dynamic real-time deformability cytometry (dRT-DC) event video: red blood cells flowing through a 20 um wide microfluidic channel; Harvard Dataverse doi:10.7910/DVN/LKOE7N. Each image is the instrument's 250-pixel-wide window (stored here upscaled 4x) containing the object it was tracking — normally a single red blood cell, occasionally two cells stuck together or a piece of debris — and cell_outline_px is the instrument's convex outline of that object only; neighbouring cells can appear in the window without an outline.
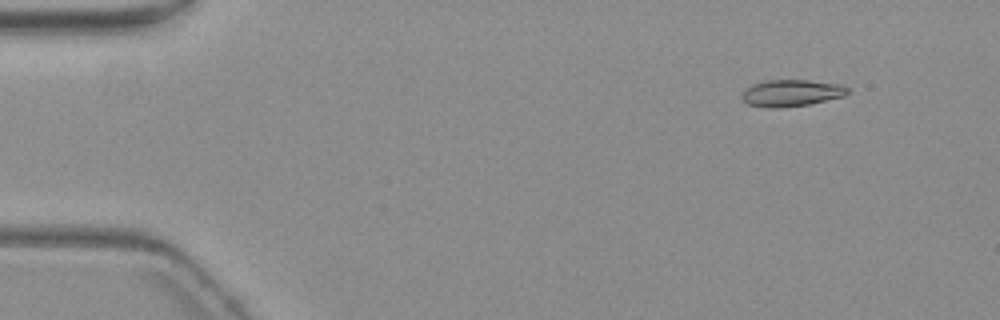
{"species": "common noctule bat (a hibernating species)", "species_latin": "Nyctalus noctula", "temperature_condition": "warm", "stored_images_in_passage": 5, "camera_frame_rate_fps": 3000, "um_per_image_px": 0.085, "animal": {"sex": "female", "body_mass_g": 19.3, "forearm_length_mm": 54.1}, "frame": {"image": 1, "passage_image": 1, "time_ms": 0.0, "image_size_px": [1000, 320], "cell_outline_px": [[848, 92], [844, 96], [808, 104], [780, 108], [768, 108], [748, 104], [740, 96], [744, 88], [752, 84], [764, 80], [808, 80], [840, 84], [848, 88]], "centroid_in_image_um": [67.21, 7.9], "position_along_channel_um": 17.8, "area_um2": 16.53}}
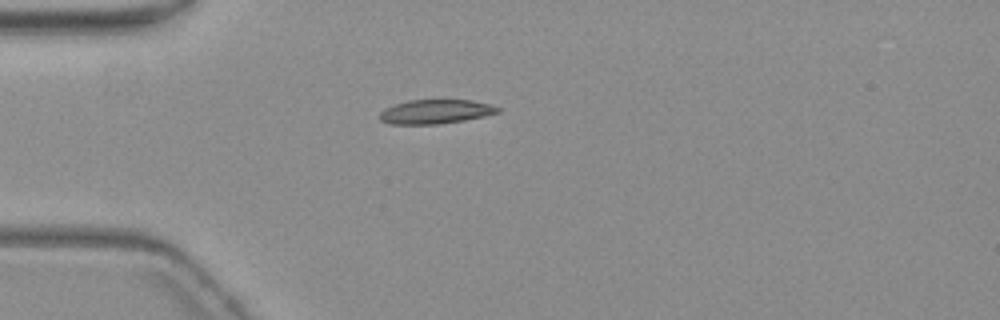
{"frame": {"image": 2, "passage_image": 3, "time_ms": 3.333, "image_size_px": [1000, 320], "cell_outline_px": [[500, 112], [484, 116], [464, 120], [440, 124], [392, 124], [380, 120], [380, 112], [384, 108], [408, 100], [472, 100], [492, 104], [500, 108]], "centroid_in_image_um": [37.04, 9.49], "position_along_channel_um": 48.0, "area_um2": 16.65}}
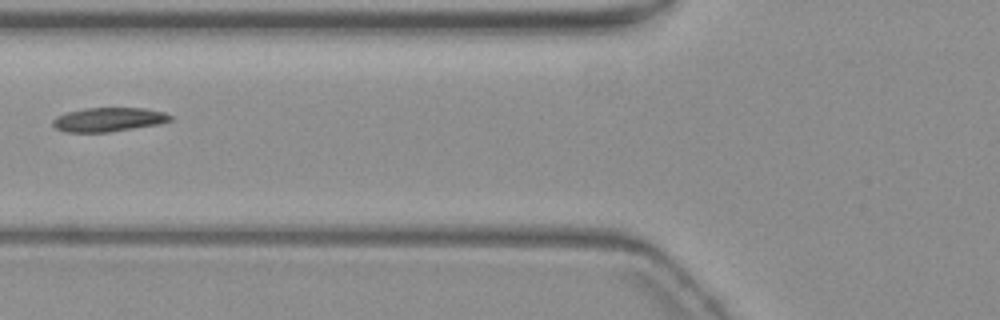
{"frame": {"image": 3, "passage_image": 5, "time_ms": 5.667, "image_size_px": [1000, 320], "cell_outline_px": [[172, 120], [156, 124], [108, 132], [64, 132], [56, 128], [52, 124], [52, 120], [56, 116], [68, 112], [84, 108], [144, 108], [164, 112], [172, 116]], "centroid_in_image_um": [9.19, 10.16], "position_along_channel_um": 116.6, "area_um2": 16.3}}